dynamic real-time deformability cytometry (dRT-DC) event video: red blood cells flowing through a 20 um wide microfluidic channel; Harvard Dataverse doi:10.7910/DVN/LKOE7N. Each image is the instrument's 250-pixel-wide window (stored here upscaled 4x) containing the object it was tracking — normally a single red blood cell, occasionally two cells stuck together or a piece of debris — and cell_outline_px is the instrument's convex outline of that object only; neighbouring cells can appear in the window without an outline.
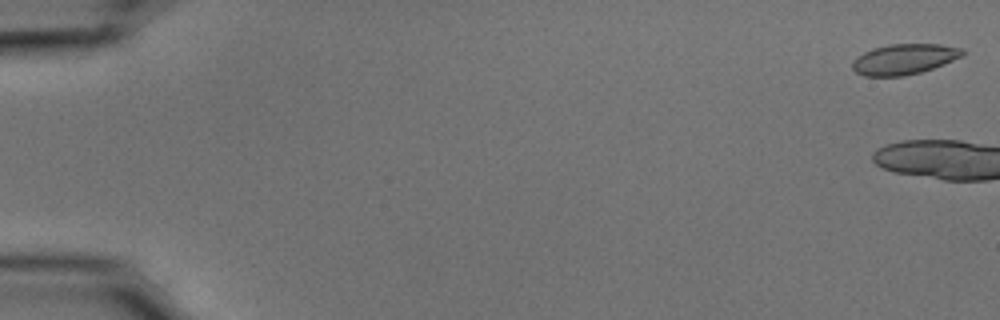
{"species": "common noctule bat (a hibernating species)", "species_latin": "Nyctalus noctula", "temperature_condition": "cold", "stored_images_in_passage": 4, "camera_frame_rate_fps": 3000, "um_per_image_px": 0.085, "animal": {"sex": "male", "body_mass_g": 15.6}, "frame": {"image": 1, "passage_image": 1, "time_ms": 0.0, "image_size_px": [1000, 320], "cell_outline_px": [[964, 56], [944, 64], [920, 72], [904, 76], [864, 76], [856, 72], [852, 68], [852, 60], [856, 56], [872, 48], [888, 44], [940, 44], [964, 48]], "centroid_in_image_um": [76.85, 5.02], "position_along_channel_um": 8.1, "area_um2": 19.77}}